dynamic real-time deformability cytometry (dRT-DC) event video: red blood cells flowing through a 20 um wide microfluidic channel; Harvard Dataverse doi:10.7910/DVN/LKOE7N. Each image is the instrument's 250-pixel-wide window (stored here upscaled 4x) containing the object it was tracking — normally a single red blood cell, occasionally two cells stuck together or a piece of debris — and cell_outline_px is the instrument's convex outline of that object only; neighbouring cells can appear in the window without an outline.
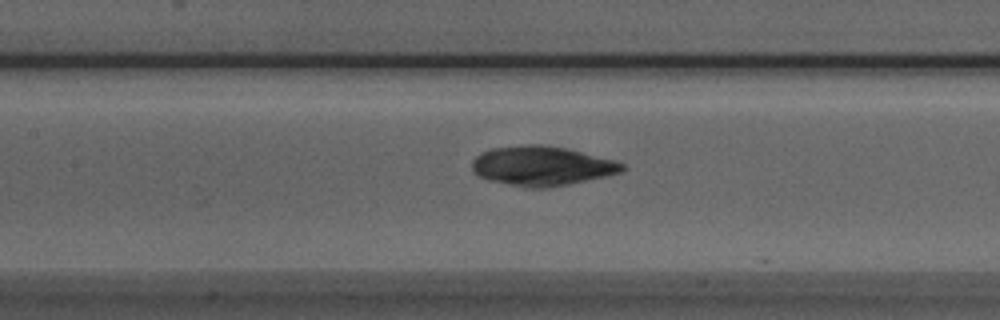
{"species": "Egyptian fruit bat (a non-hibernating species)", "species_latin": "Rousettus aegyptiacus", "temperature_condition": "room temperature", "stored_images_in_passage": 36, "camera_frame_rate_fps": 3000, "um_per_image_px": 0.085, "animal": {"sex": "male"}, "frame": {"image": 1, "passage_image": 8, "time_ms": 2.333, "image_size_px": [1000, 320], "cell_outline_px": [[628, 168], [620, 172], [604, 176], [568, 184], [544, 188], [532, 188], [488, 180], [480, 176], [472, 168], [472, 160], [480, 152], [492, 148], [528, 144], [540, 144], [568, 148], [616, 160], [624, 164]], "centroid_in_image_um": [46.08, 14.08], "position_along_channel_um": 161.3, "area_um2": 34.45}}
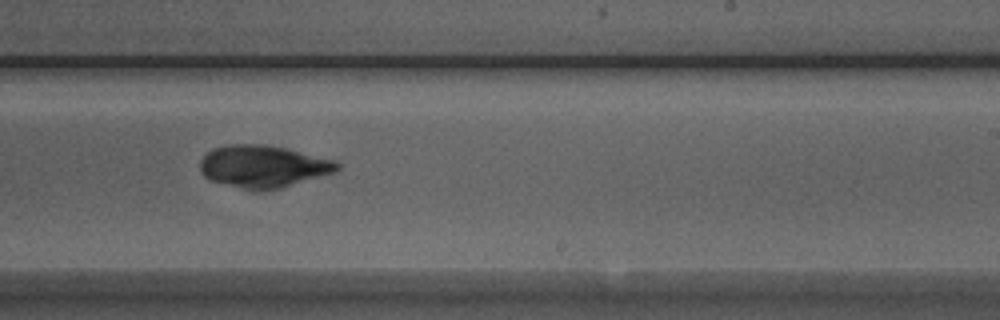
{"frame": {"image": 2, "passage_image": 16, "time_ms": 5.0, "image_size_px": [1000, 320], "cell_outline_px": [[340, 168], [336, 172], [280, 188], [244, 188], [212, 180], [204, 176], [200, 172], [200, 160], [212, 148], [228, 144], [264, 144], [284, 148], [336, 160], [340, 164]], "centroid_in_image_um": [22.39, 14.11], "position_along_channel_um": 266.6, "area_um2": 33.18}}
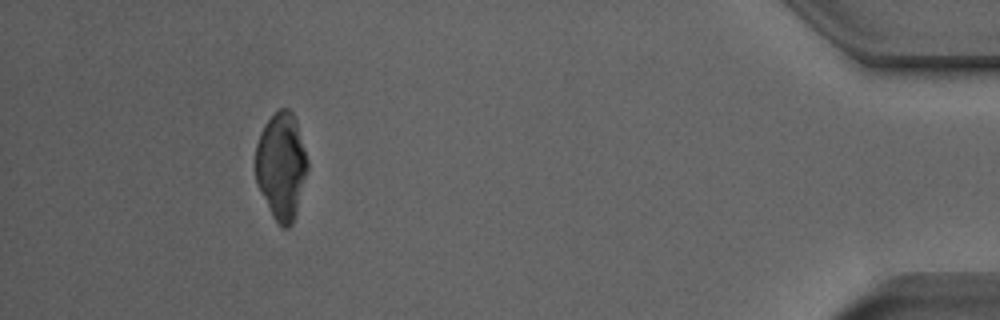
{"frame": {"image": 3, "passage_image": 32, "time_ms": 10.333, "image_size_px": [1000, 320], "cell_outline_px": [[308, 168], [296, 212], [292, 224], [288, 228], [284, 228], [272, 216], [256, 184], [256, 144], [260, 132], [264, 124], [280, 108], [288, 108], [292, 112], [296, 120], [308, 160]], "centroid_in_image_um": [23.9, 14.1], "position_along_channel_um": 411.3, "area_um2": 32.25}}